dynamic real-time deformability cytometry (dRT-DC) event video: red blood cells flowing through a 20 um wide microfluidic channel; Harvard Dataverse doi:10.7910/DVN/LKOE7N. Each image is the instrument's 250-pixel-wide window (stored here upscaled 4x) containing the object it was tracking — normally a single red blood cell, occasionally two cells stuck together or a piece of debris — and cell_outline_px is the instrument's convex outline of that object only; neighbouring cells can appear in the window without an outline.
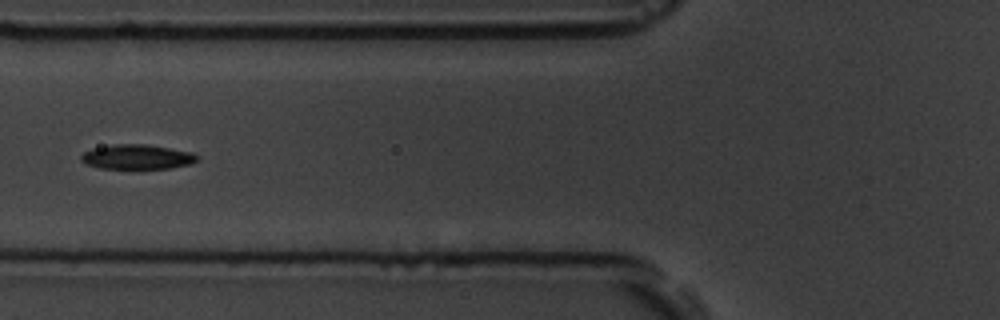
{"species": "common noctule bat (a hibernating species)", "species_latin": "Nyctalus noctula", "temperature_condition": "room temperature", "stored_images_in_passage": 6, "camera_frame_rate_fps": 3000, "um_per_image_px": 0.085, "animal": {"sex": "male", "body_mass_g": 19.5, "forearm_length_mm": 54.6}, "frame": {"image": 1, "passage_image": 6, "time_ms": 6.667, "image_size_px": [1000, 320], "cell_outline_px": [[200, 156], [192, 164], [168, 168], [100, 168], [88, 164], [80, 160], [80, 156], [84, 152], [92, 148], [112, 144], [144, 144], [192, 152]], "centroid_in_image_um": [11.65, 13.33], "position_along_channel_um": 114.2, "area_um2": 16.59}}